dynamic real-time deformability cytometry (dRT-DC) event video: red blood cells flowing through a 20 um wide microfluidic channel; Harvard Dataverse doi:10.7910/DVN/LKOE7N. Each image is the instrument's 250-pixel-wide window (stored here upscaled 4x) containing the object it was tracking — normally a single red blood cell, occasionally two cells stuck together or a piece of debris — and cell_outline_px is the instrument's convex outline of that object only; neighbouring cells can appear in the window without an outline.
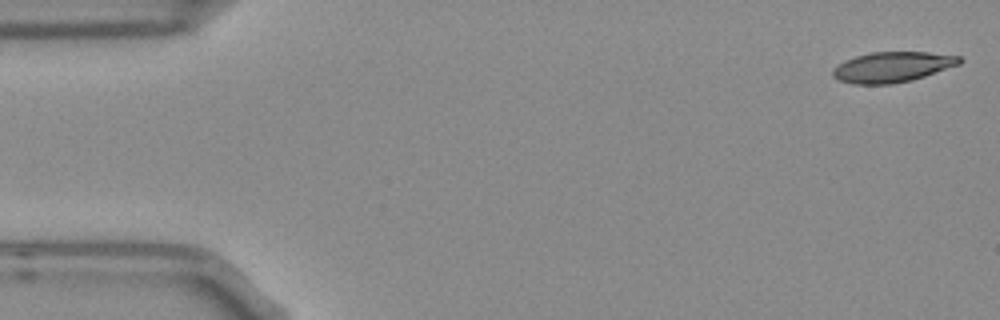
{"species": "Egyptian fruit bat (a non-hibernating species)", "species_latin": "Rousettus aegyptiacus", "temperature_condition": "room temperature", "stored_images_in_passage": 53, "camera_frame_rate_fps": 3000, "um_per_image_px": 0.085, "frame": {"image": 1, "passage_image": 1, "time_ms": 0.0, "image_size_px": [1000, 320], "cell_outline_px": [[964, 60], [960, 64], [912, 80], [892, 84], [852, 84], [836, 80], [832, 76], [832, 68], [844, 60], [856, 56], [872, 52], [928, 52], [960, 56]], "centroid_in_image_um": [75.82, 5.7], "position_along_channel_um": 9.2, "area_um2": 22.6}}
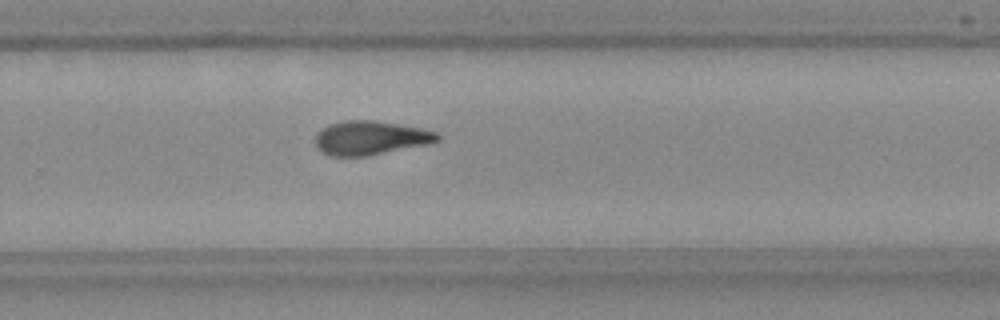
{"frame": {"image": 2, "passage_image": 34, "time_ms": 11.0, "image_size_px": [1000, 320], "cell_outline_px": [[440, 140], [424, 144], [368, 156], [328, 156], [320, 152], [316, 148], [316, 132], [328, 124], [344, 120], [372, 120], [420, 128], [436, 132], [440, 136]], "centroid_in_image_um": [31.4, 11.72], "position_along_channel_um": 298.4, "area_um2": 24.04}}
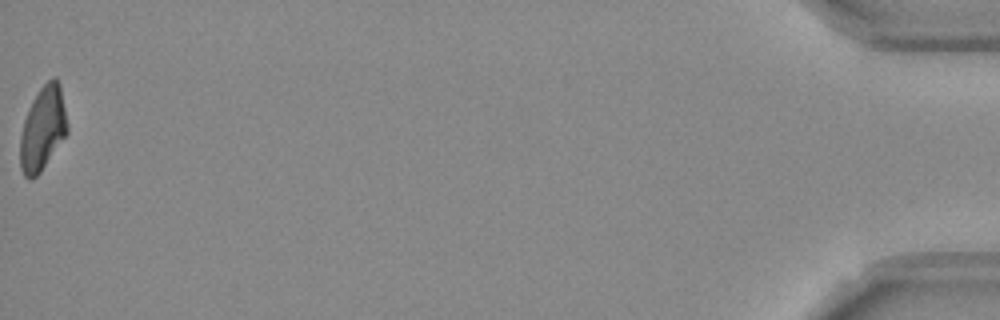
{"frame": {"image": 3, "passage_image": 53, "time_ms": 17.333, "image_size_px": [1000, 320], "cell_outline_px": [[68, 132], [40, 172], [32, 180], [28, 180], [24, 176], [20, 168], [20, 136], [24, 120], [28, 108], [32, 100], [40, 88], [52, 76], [56, 76], [60, 84], [68, 124]], "centroid_in_image_um": [3.63, 10.92], "position_along_channel_um": 431.6, "area_um2": 23.18}, "authors_computed_cell_mechanics": {"area_um2": 23.6402, "velocity_mm_per_s": 3.7631, "shape_relaxation_time_tau1_ms": null, "shape_relaxation_time_tau2_ms": 4.4881, "deformation_change_tau1": null, "deformation_change_tau2": 0.129}}